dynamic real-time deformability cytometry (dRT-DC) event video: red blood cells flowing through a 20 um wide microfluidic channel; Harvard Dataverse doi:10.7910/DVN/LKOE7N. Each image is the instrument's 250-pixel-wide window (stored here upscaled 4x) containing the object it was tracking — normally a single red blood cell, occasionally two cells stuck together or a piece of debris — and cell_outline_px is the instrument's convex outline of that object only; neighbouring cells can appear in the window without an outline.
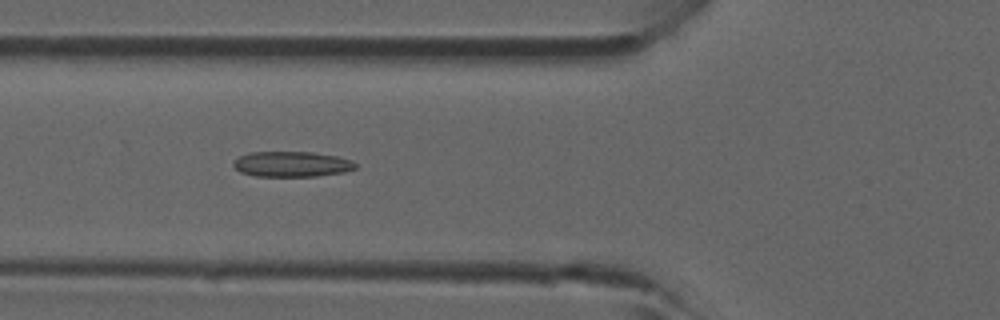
{"species": "common noctule bat (a hibernating species)", "species_latin": "Nyctalus noctula", "temperature_condition": "room temperature", "stored_images_in_passage": 41, "camera_frame_rate_fps": 3000, "um_per_image_px": 0.085, "animal": {"sex": "male", "forearm_length_mm": 52.5}, "frame": {"image": 1, "passage_image": 12, "time_ms": 3.667, "image_size_px": [1000, 320], "cell_outline_px": [[356, 168], [344, 172], [316, 176], [256, 176], [240, 172], [232, 164], [232, 160], [248, 152], [312, 152], [336, 156], [352, 160], [356, 164]], "centroid_in_image_um": [24.77, 13.95], "position_along_channel_um": 101.0, "area_um2": 18.09}}